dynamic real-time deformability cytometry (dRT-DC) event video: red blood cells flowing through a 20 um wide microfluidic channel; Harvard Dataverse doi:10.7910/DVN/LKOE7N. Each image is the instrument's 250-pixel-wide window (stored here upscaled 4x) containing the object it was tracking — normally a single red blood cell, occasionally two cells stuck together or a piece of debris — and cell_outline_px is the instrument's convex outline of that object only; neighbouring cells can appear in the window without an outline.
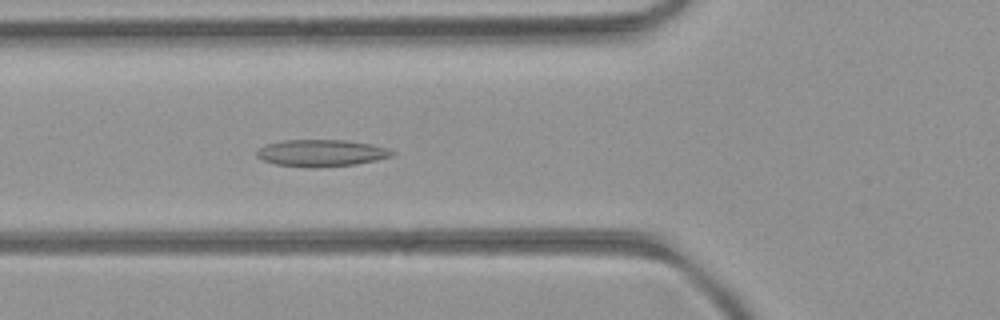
{"species": "common noctule bat (a hibernating species)", "species_latin": "Nyctalus noctula", "temperature_condition": "room temperature", "stored_images_in_passage": 50, "camera_frame_rate_fps": 3000, "um_per_image_px": 0.085, "animal": {"sex": "female", "body_mass_g": 21.9}, "frame": {"image": 1, "passage_image": 18, "time_ms": 5.667, "image_size_px": [1000, 320], "cell_outline_px": [[396, 152], [392, 156], [376, 160], [356, 164], [320, 168], [304, 168], [276, 164], [264, 160], [256, 156], [256, 152], [260, 148], [268, 144], [284, 140], [344, 140], [372, 144]], "centroid_in_image_um": [27.31, 13.02], "position_along_channel_um": 98.5, "area_um2": 21.21}}
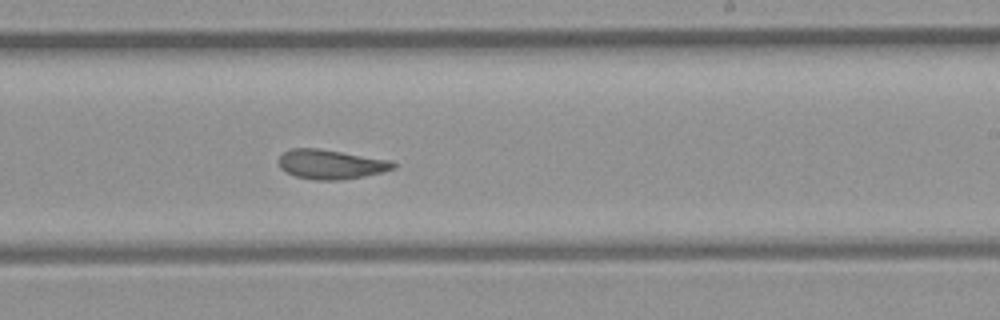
{"frame": {"image": 2, "passage_image": 30, "time_ms": 9.667, "image_size_px": [1000, 320], "cell_outline_px": [[396, 168], [384, 172], [364, 176], [340, 180], [316, 180], [296, 176], [280, 168], [276, 160], [284, 152], [292, 148], [320, 148], [392, 160], [396, 164]], "centroid_in_image_um": [28.14, 13.96], "position_along_channel_um": 260.9, "area_um2": 19.88}}
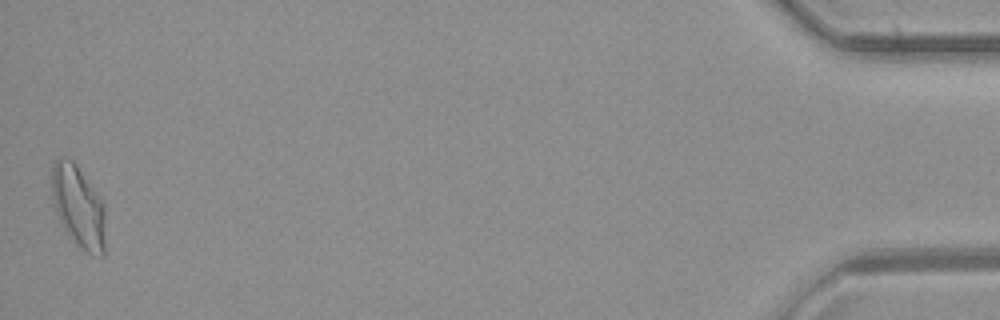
{"frame": {"image": 3, "passage_image": 50, "time_ms": 16.333, "image_size_px": [1000, 320], "cell_outline_px": [[104, 256], [92, 256], [80, 248], [76, 244], [60, 220], [52, 196], [52, 164], [56, 160], [64, 156], [68, 156], [76, 164], [104, 204]], "centroid_in_image_um": [6.67, 17.55], "position_along_channel_um": 428.5, "area_um2": 25.2}, "authors_computed_cell_mechanics": {"area_um2": 20.8947, "velocity_mm_per_s": 4.049, "shape_relaxation_time_tau1_ms": 8.4871, "shape_relaxation_time_tau2_ms": 2.7709, "deformation_change_tau1": 0.1977, "deformation_change_tau2": 0.1077}}